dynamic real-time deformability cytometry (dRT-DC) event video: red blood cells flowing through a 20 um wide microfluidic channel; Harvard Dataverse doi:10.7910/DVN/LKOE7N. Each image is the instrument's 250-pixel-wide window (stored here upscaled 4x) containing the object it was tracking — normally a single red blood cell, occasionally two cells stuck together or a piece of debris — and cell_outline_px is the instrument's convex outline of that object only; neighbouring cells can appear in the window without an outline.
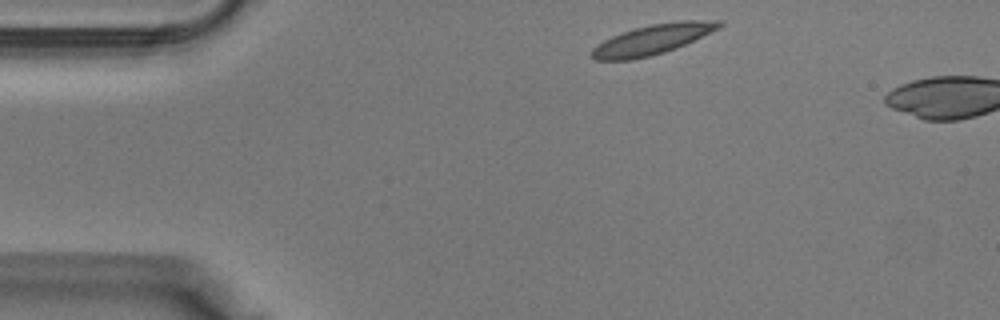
{"species": "Egyptian fruit bat (a non-hibernating species)", "species_latin": "Rousettus aegyptiacus", "temperature_condition": "warm", "stored_images_in_passage": 3, "camera_frame_rate_fps": 3000, "um_per_image_px": 0.085, "animal": {"sex": "male"}, "frame": {"image": 1, "passage_image": 1, "time_ms": 0.0, "image_size_px": [1000, 320], "cell_outline_px": [[724, 24], [676, 48], [664, 52], [632, 60], [596, 60], [592, 56], [592, 48], [604, 40], [612, 36], [636, 28], [652, 24], [684, 20], [720, 20]], "centroid_in_image_um": [55.42, 3.36], "position_along_channel_um": 29.6, "area_um2": 21.56}}